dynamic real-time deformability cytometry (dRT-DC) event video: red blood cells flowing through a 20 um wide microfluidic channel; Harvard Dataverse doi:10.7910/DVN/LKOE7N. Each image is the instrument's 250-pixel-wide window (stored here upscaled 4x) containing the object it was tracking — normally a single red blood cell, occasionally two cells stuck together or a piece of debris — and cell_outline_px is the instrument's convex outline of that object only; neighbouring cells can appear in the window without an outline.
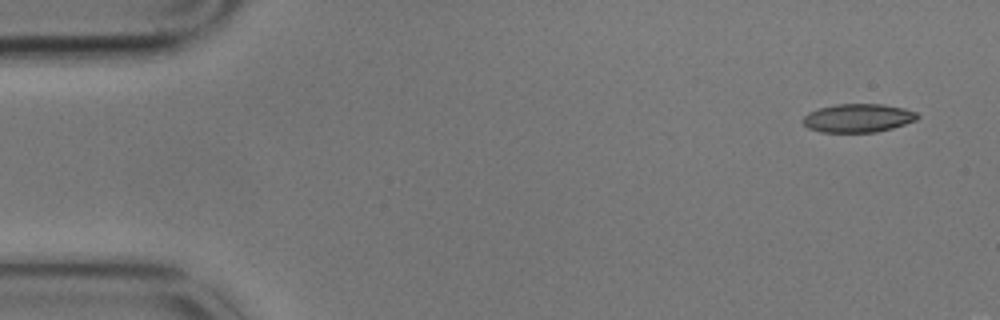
{"species": "common noctule bat (a hibernating species)", "species_latin": "Nyctalus noctula", "temperature_condition": "cold", "stored_images_in_passage": 6, "camera_frame_rate_fps": 3000, "um_per_image_px": 0.085, "animal": {"sex": "male", "body_mass_g": 17.9}, "frame": {"image": 1, "passage_image": 1, "time_ms": 0.0, "image_size_px": [1000, 320], "cell_outline_px": [[920, 116], [916, 120], [892, 128], [876, 132], [820, 132], [808, 128], [800, 120], [808, 112], [820, 108], [836, 104], [884, 104], [904, 108], [916, 112]], "centroid_in_image_um": [72.92, 10.03], "position_along_channel_um": 12.1, "area_um2": 19.07}}
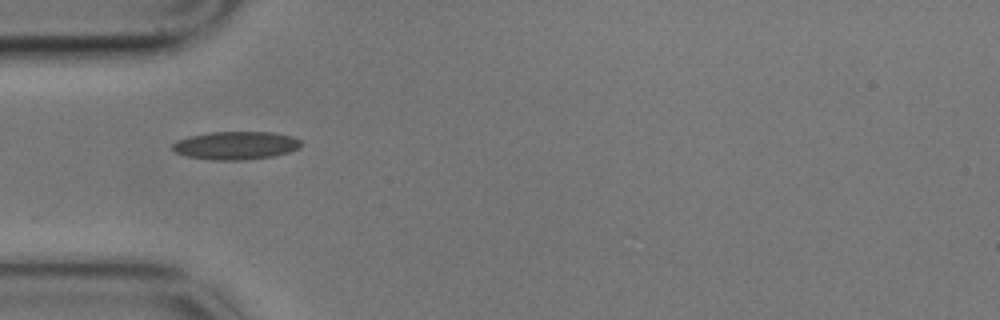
{"frame": {"image": 2, "passage_image": 5, "time_ms": 1.333, "image_size_px": [1000, 320], "cell_outline_px": [[300, 148], [288, 152], [272, 156], [244, 160], [212, 160], [188, 156], [176, 152], [172, 148], [172, 144], [176, 140], [188, 136], [208, 132], [272, 132], [292, 136], [300, 140]], "centroid_in_image_um": [20.02, 12.35], "position_along_channel_um": 65.0, "area_um2": 21.04}}